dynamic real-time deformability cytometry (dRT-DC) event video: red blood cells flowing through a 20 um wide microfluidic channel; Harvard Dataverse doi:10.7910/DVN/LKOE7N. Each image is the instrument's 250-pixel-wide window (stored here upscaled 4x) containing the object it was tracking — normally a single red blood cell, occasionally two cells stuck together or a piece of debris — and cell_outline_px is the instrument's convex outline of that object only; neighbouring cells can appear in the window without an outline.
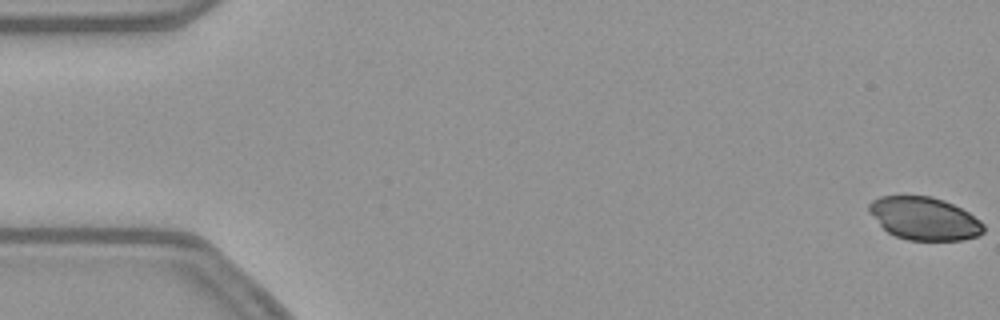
{"species": "common noctule bat (a hibernating species)", "species_latin": "Nyctalus noctula", "temperature_condition": "warm", "stored_images_in_passage": 17, "camera_frame_rate_fps": 3000, "um_per_image_px": 0.085, "animal": {"sex": "female", "body_mass_g": 21.9}, "frame": {"image": 1, "passage_image": 1, "time_ms": 0.0, "image_size_px": [1000, 320], "cell_outline_px": [[984, 232], [980, 236], [964, 240], [908, 240], [896, 236], [888, 232], [868, 212], [868, 204], [872, 200], [880, 196], [932, 196], [944, 200], [968, 212], [980, 220], [984, 224]], "centroid_in_image_um": [78.58, 18.58], "position_along_channel_um": 6.4, "area_um2": 28.67}}